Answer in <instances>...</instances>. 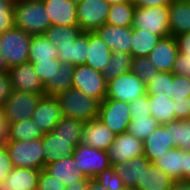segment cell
Masks as SVG:
<instances>
[{
	"label": "cell",
	"mask_w": 190,
	"mask_h": 190,
	"mask_svg": "<svg viewBox=\"0 0 190 190\" xmlns=\"http://www.w3.org/2000/svg\"><path fill=\"white\" fill-rule=\"evenodd\" d=\"M42 0H15L14 25L30 35L44 34L51 26Z\"/></svg>",
	"instance_id": "6da1fadb"
},
{
	"label": "cell",
	"mask_w": 190,
	"mask_h": 190,
	"mask_svg": "<svg viewBox=\"0 0 190 190\" xmlns=\"http://www.w3.org/2000/svg\"><path fill=\"white\" fill-rule=\"evenodd\" d=\"M62 117H71L82 122L98 118L100 102L80 90L70 88L55 96Z\"/></svg>",
	"instance_id": "7a4b0ae2"
},
{
	"label": "cell",
	"mask_w": 190,
	"mask_h": 190,
	"mask_svg": "<svg viewBox=\"0 0 190 190\" xmlns=\"http://www.w3.org/2000/svg\"><path fill=\"white\" fill-rule=\"evenodd\" d=\"M13 167L44 169V153L41 139L9 140L5 145Z\"/></svg>",
	"instance_id": "3957f363"
},
{
	"label": "cell",
	"mask_w": 190,
	"mask_h": 190,
	"mask_svg": "<svg viewBox=\"0 0 190 190\" xmlns=\"http://www.w3.org/2000/svg\"><path fill=\"white\" fill-rule=\"evenodd\" d=\"M32 35L15 26L0 33V51L7 60L8 67L28 62V54Z\"/></svg>",
	"instance_id": "277c9868"
},
{
	"label": "cell",
	"mask_w": 190,
	"mask_h": 190,
	"mask_svg": "<svg viewBox=\"0 0 190 190\" xmlns=\"http://www.w3.org/2000/svg\"><path fill=\"white\" fill-rule=\"evenodd\" d=\"M132 28L148 30L161 38L170 36L169 6H136Z\"/></svg>",
	"instance_id": "5b68a950"
},
{
	"label": "cell",
	"mask_w": 190,
	"mask_h": 190,
	"mask_svg": "<svg viewBox=\"0 0 190 190\" xmlns=\"http://www.w3.org/2000/svg\"><path fill=\"white\" fill-rule=\"evenodd\" d=\"M108 82L102 72L87 65L75 66L72 88L80 90L100 103L105 100Z\"/></svg>",
	"instance_id": "8992f818"
},
{
	"label": "cell",
	"mask_w": 190,
	"mask_h": 190,
	"mask_svg": "<svg viewBox=\"0 0 190 190\" xmlns=\"http://www.w3.org/2000/svg\"><path fill=\"white\" fill-rule=\"evenodd\" d=\"M111 4L107 0H82L77 4V22L82 33H94L106 24Z\"/></svg>",
	"instance_id": "52a82bcc"
},
{
	"label": "cell",
	"mask_w": 190,
	"mask_h": 190,
	"mask_svg": "<svg viewBox=\"0 0 190 190\" xmlns=\"http://www.w3.org/2000/svg\"><path fill=\"white\" fill-rule=\"evenodd\" d=\"M42 95L11 90L9 97L1 106L9 123H17L30 119Z\"/></svg>",
	"instance_id": "ba28073f"
},
{
	"label": "cell",
	"mask_w": 190,
	"mask_h": 190,
	"mask_svg": "<svg viewBox=\"0 0 190 190\" xmlns=\"http://www.w3.org/2000/svg\"><path fill=\"white\" fill-rule=\"evenodd\" d=\"M73 157L76 160V168L89 179L112 167L107 151L90 147L84 143L77 145Z\"/></svg>",
	"instance_id": "9c48e42d"
},
{
	"label": "cell",
	"mask_w": 190,
	"mask_h": 190,
	"mask_svg": "<svg viewBox=\"0 0 190 190\" xmlns=\"http://www.w3.org/2000/svg\"><path fill=\"white\" fill-rule=\"evenodd\" d=\"M147 94L144 82L133 72L109 80L105 99L130 102Z\"/></svg>",
	"instance_id": "30bf717a"
},
{
	"label": "cell",
	"mask_w": 190,
	"mask_h": 190,
	"mask_svg": "<svg viewBox=\"0 0 190 190\" xmlns=\"http://www.w3.org/2000/svg\"><path fill=\"white\" fill-rule=\"evenodd\" d=\"M98 119L116 135L127 132L130 123L128 102L105 99L100 103Z\"/></svg>",
	"instance_id": "8fae6325"
},
{
	"label": "cell",
	"mask_w": 190,
	"mask_h": 190,
	"mask_svg": "<svg viewBox=\"0 0 190 190\" xmlns=\"http://www.w3.org/2000/svg\"><path fill=\"white\" fill-rule=\"evenodd\" d=\"M8 74L12 90L45 96V86L31 62L9 68Z\"/></svg>",
	"instance_id": "7c38bea8"
},
{
	"label": "cell",
	"mask_w": 190,
	"mask_h": 190,
	"mask_svg": "<svg viewBox=\"0 0 190 190\" xmlns=\"http://www.w3.org/2000/svg\"><path fill=\"white\" fill-rule=\"evenodd\" d=\"M107 153L112 166L124 161L128 162L143 155V141L128 132L117 134Z\"/></svg>",
	"instance_id": "4fadbf2b"
},
{
	"label": "cell",
	"mask_w": 190,
	"mask_h": 190,
	"mask_svg": "<svg viewBox=\"0 0 190 190\" xmlns=\"http://www.w3.org/2000/svg\"><path fill=\"white\" fill-rule=\"evenodd\" d=\"M41 140L44 153V168L62 157L73 156L75 148L81 143L79 139L59 138L52 131L44 133Z\"/></svg>",
	"instance_id": "5bb4252c"
},
{
	"label": "cell",
	"mask_w": 190,
	"mask_h": 190,
	"mask_svg": "<svg viewBox=\"0 0 190 190\" xmlns=\"http://www.w3.org/2000/svg\"><path fill=\"white\" fill-rule=\"evenodd\" d=\"M62 118L55 96H42L31 117L43 133L51 132Z\"/></svg>",
	"instance_id": "9a60e30c"
},
{
	"label": "cell",
	"mask_w": 190,
	"mask_h": 190,
	"mask_svg": "<svg viewBox=\"0 0 190 190\" xmlns=\"http://www.w3.org/2000/svg\"><path fill=\"white\" fill-rule=\"evenodd\" d=\"M178 54L176 38L168 36L159 40L148 58L159 72H172Z\"/></svg>",
	"instance_id": "2e32d148"
},
{
	"label": "cell",
	"mask_w": 190,
	"mask_h": 190,
	"mask_svg": "<svg viewBox=\"0 0 190 190\" xmlns=\"http://www.w3.org/2000/svg\"><path fill=\"white\" fill-rule=\"evenodd\" d=\"M174 148L173 139L170 136V123L159 125L143 140V155L152 163Z\"/></svg>",
	"instance_id": "e0dca14e"
},
{
	"label": "cell",
	"mask_w": 190,
	"mask_h": 190,
	"mask_svg": "<svg viewBox=\"0 0 190 190\" xmlns=\"http://www.w3.org/2000/svg\"><path fill=\"white\" fill-rule=\"evenodd\" d=\"M116 134L98 118L85 122L81 143L99 150L107 151L114 142Z\"/></svg>",
	"instance_id": "ac0fdd59"
},
{
	"label": "cell",
	"mask_w": 190,
	"mask_h": 190,
	"mask_svg": "<svg viewBox=\"0 0 190 190\" xmlns=\"http://www.w3.org/2000/svg\"><path fill=\"white\" fill-rule=\"evenodd\" d=\"M51 25L78 26L77 4L70 0H42Z\"/></svg>",
	"instance_id": "d6986e66"
},
{
	"label": "cell",
	"mask_w": 190,
	"mask_h": 190,
	"mask_svg": "<svg viewBox=\"0 0 190 190\" xmlns=\"http://www.w3.org/2000/svg\"><path fill=\"white\" fill-rule=\"evenodd\" d=\"M95 33L104 40L112 52H124L131 54L132 26L117 27L104 24Z\"/></svg>",
	"instance_id": "ffe728a7"
},
{
	"label": "cell",
	"mask_w": 190,
	"mask_h": 190,
	"mask_svg": "<svg viewBox=\"0 0 190 190\" xmlns=\"http://www.w3.org/2000/svg\"><path fill=\"white\" fill-rule=\"evenodd\" d=\"M87 48L88 33H81L74 41L57 45L58 60L72 66L85 65Z\"/></svg>",
	"instance_id": "44dd1931"
},
{
	"label": "cell",
	"mask_w": 190,
	"mask_h": 190,
	"mask_svg": "<svg viewBox=\"0 0 190 190\" xmlns=\"http://www.w3.org/2000/svg\"><path fill=\"white\" fill-rule=\"evenodd\" d=\"M150 163L144 155H141L128 162L116 164L113 168L122 179L126 189H135L137 184H142L143 170H146Z\"/></svg>",
	"instance_id": "7402d4cb"
},
{
	"label": "cell",
	"mask_w": 190,
	"mask_h": 190,
	"mask_svg": "<svg viewBox=\"0 0 190 190\" xmlns=\"http://www.w3.org/2000/svg\"><path fill=\"white\" fill-rule=\"evenodd\" d=\"M112 55L111 49L95 32L88 33V48L86 64L90 68L102 72L109 63Z\"/></svg>",
	"instance_id": "603a6c76"
},
{
	"label": "cell",
	"mask_w": 190,
	"mask_h": 190,
	"mask_svg": "<svg viewBox=\"0 0 190 190\" xmlns=\"http://www.w3.org/2000/svg\"><path fill=\"white\" fill-rule=\"evenodd\" d=\"M75 163L76 160L73 156L62 157L58 161L46 165L44 169L68 187L74 181L89 179L76 168Z\"/></svg>",
	"instance_id": "cb8c5ba5"
},
{
	"label": "cell",
	"mask_w": 190,
	"mask_h": 190,
	"mask_svg": "<svg viewBox=\"0 0 190 190\" xmlns=\"http://www.w3.org/2000/svg\"><path fill=\"white\" fill-rule=\"evenodd\" d=\"M170 36L190 32V5L186 0H173L169 5Z\"/></svg>",
	"instance_id": "d4e9b609"
},
{
	"label": "cell",
	"mask_w": 190,
	"mask_h": 190,
	"mask_svg": "<svg viewBox=\"0 0 190 190\" xmlns=\"http://www.w3.org/2000/svg\"><path fill=\"white\" fill-rule=\"evenodd\" d=\"M40 170L13 167L4 179L8 190H37Z\"/></svg>",
	"instance_id": "484cf974"
},
{
	"label": "cell",
	"mask_w": 190,
	"mask_h": 190,
	"mask_svg": "<svg viewBox=\"0 0 190 190\" xmlns=\"http://www.w3.org/2000/svg\"><path fill=\"white\" fill-rule=\"evenodd\" d=\"M175 180L162 171L154 163L143 170L142 184H137L134 190H170Z\"/></svg>",
	"instance_id": "4316f807"
},
{
	"label": "cell",
	"mask_w": 190,
	"mask_h": 190,
	"mask_svg": "<svg viewBox=\"0 0 190 190\" xmlns=\"http://www.w3.org/2000/svg\"><path fill=\"white\" fill-rule=\"evenodd\" d=\"M58 49L44 34L32 35L28 59L32 64L58 59Z\"/></svg>",
	"instance_id": "83f0119b"
},
{
	"label": "cell",
	"mask_w": 190,
	"mask_h": 190,
	"mask_svg": "<svg viewBox=\"0 0 190 190\" xmlns=\"http://www.w3.org/2000/svg\"><path fill=\"white\" fill-rule=\"evenodd\" d=\"M148 103L151 116L157 120L159 125H165L176 120L174 100L165 93L148 96Z\"/></svg>",
	"instance_id": "f1b7e54d"
},
{
	"label": "cell",
	"mask_w": 190,
	"mask_h": 190,
	"mask_svg": "<svg viewBox=\"0 0 190 190\" xmlns=\"http://www.w3.org/2000/svg\"><path fill=\"white\" fill-rule=\"evenodd\" d=\"M183 155L184 150L174 148L159 156L153 163L175 181H183Z\"/></svg>",
	"instance_id": "f546056e"
},
{
	"label": "cell",
	"mask_w": 190,
	"mask_h": 190,
	"mask_svg": "<svg viewBox=\"0 0 190 190\" xmlns=\"http://www.w3.org/2000/svg\"><path fill=\"white\" fill-rule=\"evenodd\" d=\"M161 39L148 30L132 28L131 55L132 57H147Z\"/></svg>",
	"instance_id": "4dcf8cb0"
},
{
	"label": "cell",
	"mask_w": 190,
	"mask_h": 190,
	"mask_svg": "<svg viewBox=\"0 0 190 190\" xmlns=\"http://www.w3.org/2000/svg\"><path fill=\"white\" fill-rule=\"evenodd\" d=\"M75 66L60 62V68L45 85V96H56L59 93L72 88L73 72Z\"/></svg>",
	"instance_id": "1f68e13d"
},
{
	"label": "cell",
	"mask_w": 190,
	"mask_h": 190,
	"mask_svg": "<svg viewBox=\"0 0 190 190\" xmlns=\"http://www.w3.org/2000/svg\"><path fill=\"white\" fill-rule=\"evenodd\" d=\"M135 4L132 0L112 4L109 9L106 24L117 27H129L133 25Z\"/></svg>",
	"instance_id": "d6a6232c"
},
{
	"label": "cell",
	"mask_w": 190,
	"mask_h": 190,
	"mask_svg": "<svg viewBox=\"0 0 190 190\" xmlns=\"http://www.w3.org/2000/svg\"><path fill=\"white\" fill-rule=\"evenodd\" d=\"M179 54L176 58L172 74L190 77V32L175 37Z\"/></svg>",
	"instance_id": "836d02e7"
},
{
	"label": "cell",
	"mask_w": 190,
	"mask_h": 190,
	"mask_svg": "<svg viewBox=\"0 0 190 190\" xmlns=\"http://www.w3.org/2000/svg\"><path fill=\"white\" fill-rule=\"evenodd\" d=\"M133 57L129 53L112 52L109 63L106 65L103 75L107 82L122 74L129 73L132 68Z\"/></svg>",
	"instance_id": "e575fe53"
},
{
	"label": "cell",
	"mask_w": 190,
	"mask_h": 190,
	"mask_svg": "<svg viewBox=\"0 0 190 190\" xmlns=\"http://www.w3.org/2000/svg\"><path fill=\"white\" fill-rule=\"evenodd\" d=\"M43 135V131L31 118L10 124L9 140L24 141L41 139Z\"/></svg>",
	"instance_id": "d590c367"
},
{
	"label": "cell",
	"mask_w": 190,
	"mask_h": 190,
	"mask_svg": "<svg viewBox=\"0 0 190 190\" xmlns=\"http://www.w3.org/2000/svg\"><path fill=\"white\" fill-rule=\"evenodd\" d=\"M170 136L175 148L190 152V119L170 122Z\"/></svg>",
	"instance_id": "8d00e7d4"
},
{
	"label": "cell",
	"mask_w": 190,
	"mask_h": 190,
	"mask_svg": "<svg viewBox=\"0 0 190 190\" xmlns=\"http://www.w3.org/2000/svg\"><path fill=\"white\" fill-rule=\"evenodd\" d=\"M85 122L71 117H62L52 132L64 139L82 140V132Z\"/></svg>",
	"instance_id": "74e56055"
},
{
	"label": "cell",
	"mask_w": 190,
	"mask_h": 190,
	"mask_svg": "<svg viewBox=\"0 0 190 190\" xmlns=\"http://www.w3.org/2000/svg\"><path fill=\"white\" fill-rule=\"evenodd\" d=\"M82 30L79 26H54L51 25L44 35L49 41L54 45H59L61 43H66L74 41L80 34Z\"/></svg>",
	"instance_id": "f35d334b"
},
{
	"label": "cell",
	"mask_w": 190,
	"mask_h": 190,
	"mask_svg": "<svg viewBox=\"0 0 190 190\" xmlns=\"http://www.w3.org/2000/svg\"><path fill=\"white\" fill-rule=\"evenodd\" d=\"M131 72L137 75L147 86L156 80L159 74L157 68L150 62L147 57H134L132 61Z\"/></svg>",
	"instance_id": "ab89813d"
},
{
	"label": "cell",
	"mask_w": 190,
	"mask_h": 190,
	"mask_svg": "<svg viewBox=\"0 0 190 190\" xmlns=\"http://www.w3.org/2000/svg\"><path fill=\"white\" fill-rule=\"evenodd\" d=\"M158 126L159 123L152 116L147 118H136V120H130L127 132L143 141L150 133L156 130Z\"/></svg>",
	"instance_id": "60d3db41"
},
{
	"label": "cell",
	"mask_w": 190,
	"mask_h": 190,
	"mask_svg": "<svg viewBox=\"0 0 190 190\" xmlns=\"http://www.w3.org/2000/svg\"><path fill=\"white\" fill-rule=\"evenodd\" d=\"M173 82L172 72H159L155 81L146 86L148 96L166 94L170 97V87Z\"/></svg>",
	"instance_id": "b9f144b4"
},
{
	"label": "cell",
	"mask_w": 190,
	"mask_h": 190,
	"mask_svg": "<svg viewBox=\"0 0 190 190\" xmlns=\"http://www.w3.org/2000/svg\"><path fill=\"white\" fill-rule=\"evenodd\" d=\"M99 184L104 186L107 190H125L122 179L117 175L115 169L112 167L103 170L93 178Z\"/></svg>",
	"instance_id": "7bdbcfd3"
},
{
	"label": "cell",
	"mask_w": 190,
	"mask_h": 190,
	"mask_svg": "<svg viewBox=\"0 0 190 190\" xmlns=\"http://www.w3.org/2000/svg\"><path fill=\"white\" fill-rule=\"evenodd\" d=\"M32 66L45 86L50 80H53L54 74L60 68V61L50 59V61L34 63Z\"/></svg>",
	"instance_id": "ee69618b"
},
{
	"label": "cell",
	"mask_w": 190,
	"mask_h": 190,
	"mask_svg": "<svg viewBox=\"0 0 190 190\" xmlns=\"http://www.w3.org/2000/svg\"><path fill=\"white\" fill-rule=\"evenodd\" d=\"M15 0H0V33L12 29L14 25Z\"/></svg>",
	"instance_id": "f6af8a7d"
},
{
	"label": "cell",
	"mask_w": 190,
	"mask_h": 190,
	"mask_svg": "<svg viewBox=\"0 0 190 190\" xmlns=\"http://www.w3.org/2000/svg\"><path fill=\"white\" fill-rule=\"evenodd\" d=\"M170 98L173 100L190 97V77L173 74V82L170 87Z\"/></svg>",
	"instance_id": "bcb514c9"
},
{
	"label": "cell",
	"mask_w": 190,
	"mask_h": 190,
	"mask_svg": "<svg viewBox=\"0 0 190 190\" xmlns=\"http://www.w3.org/2000/svg\"><path fill=\"white\" fill-rule=\"evenodd\" d=\"M128 106L130 110V120H136V118H147L151 116V109L148 103L147 94L128 102Z\"/></svg>",
	"instance_id": "7dc6e473"
},
{
	"label": "cell",
	"mask_w": 190,
	"mask_h": 190,
	"mask_svg": "<svg viewBox=\"0 0 190 190\" xmlns=\"http://www.w3.org/2000/svg\"><path fill=\"white\" fill-rule=\"evenodd\" d=\"M37 190H66V185L42 169L38 176Z\"/></svg>",
	"instance_id": "c3c4849f"
},
{
	"label": "cell",
	"mask_w": 190,
	"mask_h": 190,
	"mask_svg": "<svg viewBox=\"0 0 190 190\" xmlns=\"http://www.w3.org/2000/svg\"><path fill=\"white\" fill-rule=\"evenodd\" d=\"M12 169L13 165L6 146H0V182L4 181Z\"/></svg>",
	"instance_id": "681fc988"
},
{
	"label": "cell",
	"mask_w": 190,
	"mask_h": 190,
	"mask_svg": "<svg viewBox=\"0 0 190 190\" xmlns=\"http://www.w3.org/2000/svg\"><path fill=\"white\" fill-rule=\"evenodd\" d=\"M175 119L187 120L190 119V97L185 99L174 100Z\"/></svg>",
	"instance_id": "f907efd6"
},
{
	"label": "cell",
	"mask_w": 190,
	"mask_h": 190,
	"mask_svg": "<svg viewBox=\"0 0 190 190\" xmlns=\"http://www.w3.org/2000/svg\"><path fill=\"white\" fill-rule=\"evenodd\" d=\"M12 88L8 73L0 72V106H2L10 95Z\"/></svg>",
	"instance_id": "816d5d0a"
},
{
	"label": "cell",
	"mask_w": 190,
	"mask_h": 190,
	"mask_svg": "<svg viewBox=\"0 0 190 190\" xmlns=\"http://www.w3.org/2000/svg\"><path fill=\"white\" fill-rule=\"evenodd\" d=\"M10 123L5 118L2 107L0 106V146H5L9 141Z\"/></svg>",
	"instance_id": "f5cc1de1"
},
{
	"label": "cell",
	"mask_w": 190,
	"mask_h": 190,
	"mask_svg": "<svg viewBox=\"0 0 190 190\" xmlns=\"http://www.w3.org/2000/svg\"><path fill=\"white\" fill-rule=\"evenodd\" d=\"M137 7L169 6L173 0H132Z\"/></svg>",
	"instance_id": "db71d44e"
},
{
	"label": "cell",
	"mask_w": 190,
	"mask_h": 190,
	"mask_svg": "<svg viewBox=\"0 0 190 190\" xmlns=\"http://www.w3.org/2000/svg\"><path fill=\"white\" fill-rule=\"evenodd\" d=\"M183 181H190V152L185 150L183 155Z\"/></svg>",
	"instance_id": "11a10c76"
},
{
	"label": "cell",
	"mask_w": 190,
	"mask_h": 190,
	"mask_svg": "<svg viewBox=\"0 0 190 190\" xmlns=\"http://www.w3.org/2000/svg\"><path fill=\"white\" fill-rule=\"evenodd\" d=\"M89 179L77 180L69 184L66 190H87Z\"/></svg>",
	"instance_id": "9f6ffc18"
},
{
	"label": "cell",
	"mask_w": 190,
	"mask_h": 190,
	"mask_svg": "<svg viewBox=\"0 0 190 190\" xmlns=\"http://www.w3.org/2000/svg\"><path fill=\"white\" fill-rule=\"evenodd\" d=\"M170 190H190V181H174Z\"/></svg>",
	"instance_id": "6f0895ef"
},
{
	"label": "cell",
	"mask_w": 190,
	"mask_h": 190,
	"mask_svg": "<svg viewBox=\"0 0 190 190\" xmlns=\"http://www.w3.org/2000/svg\"><path fill=\"white\" fill-rule=\"evenodd\" d=\"M87 190H107L104 186L99 184L93 178L89 179Z\"/></svg>",
	"instance_id": "680465c9"
},
{
	"label": "cell",
	"mask_w": 190,
	"mask_h": 190,
	"mask_svg": "<svg viewBox=\"0 0 190 190\" xmlns=\"http://www.w3.org/2000/svg\"><path fill=\"white\" fill-rule=\"evenodd\" d=\"M9 67L7 60L2 56V53L0 51V72L8 73Z\"/></svg>",
	"instance_id": "91938a15"
},
{
	"label": "cell",
	"mask_w": 190,
	"mask_h": 190,
	"mask_svg": "<svg viewBox=\"0 0 190 190\" xmlns=\"http://www.w3.org/2000/svg\"><path fill=\"white\" fill-rule=\"evenodd\" d=\"M111 5L116 3L127 2L129 0H107Z\"/></svg>",
	"instance_id": "94428289"
},
{
	"label": "cell",
	"mask_w": 190,
	"mask_h": 190,
	"mask_svg": "<svg viewBox=\"0 0 190 190\" xmlns=\"http://www.w3.org/2000/svg\"><path fill=\"white\" fill-rule=\"evenodd\" d=\"M0 190H8L7 186H6V183L4 181L0 182Z\"/></svg>",
	"instance_id": "6125c7cd"
},
{
	"label": "cell",
	"mask_w": 190,
	"mask_h": 190,
	"mask_svg": "<svg viewBox=\"0 0 190 190\" xmlns=\"http://www.w3.org/2000/svg\"><path fill=\"white\" fill-rule=\"evenodd\" d=\"M71 2H74L76 4H78L79 2H81L82 0H70Z\"/></svg>",
	"instance_id": "be15d7a7"
}]
</instances>
